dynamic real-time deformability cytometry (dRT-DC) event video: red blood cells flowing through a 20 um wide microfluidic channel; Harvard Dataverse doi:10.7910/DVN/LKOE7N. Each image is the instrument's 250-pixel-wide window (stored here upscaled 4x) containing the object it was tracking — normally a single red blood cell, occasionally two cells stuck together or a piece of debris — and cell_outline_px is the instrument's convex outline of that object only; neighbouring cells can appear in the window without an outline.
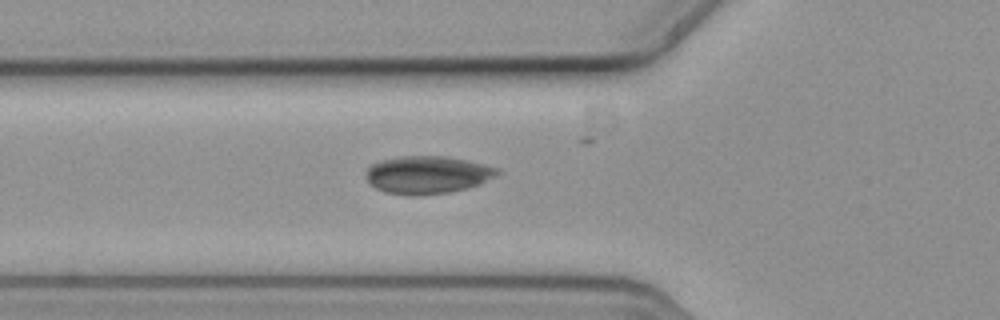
{"species": "common noctule bat (a hibernating species)", "species_latin": "Nyctalus noctula", "temperature_condition": "cold", "stored_images_in_passage": 58, "camera_frame_rate_fps": 3000, "um_per_image_px": 0.085, "animal": {"sex": "female", "body_mass_g": 19.3, "forearm_length_mm": 54.1}, "frame": {"image": 1, "passage_image": 20, "time_ms": 6.333, "image_size_px": [1000, 320], "cell_outline_px": [[500, 172], [480, 184], [468, 188], [448, 192], [416, 196], [412, 196], [384, 192], [376, 188], [368, 180], [364, 172], [368, 164], [380, 160], [396, 156], [448, 156], [468, 160], [500, 168]], "centroid_in_image_um": [36.29, 14.84], "position_along_channel_um": 89.5, "area_um2": 29.25}}
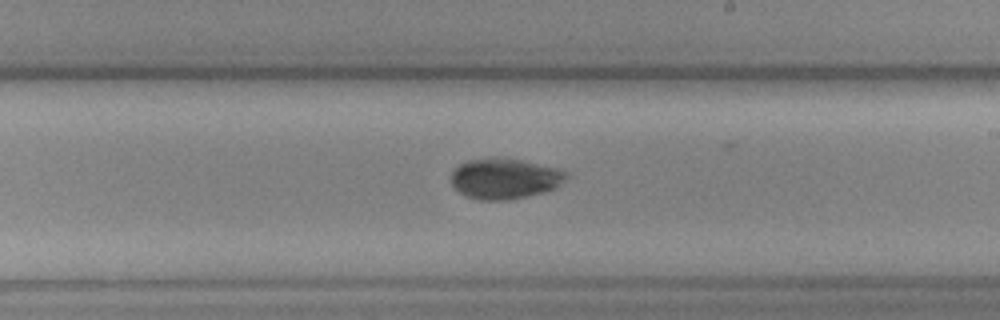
{"frame": {"image": 2, "passage_image": 33, "time_ms": 10.667, "image_size_px": [1000, 320], "cell_outline_px": [[568, 176], [556, 188], [544, 192], [508, 200], [480, 200], [468, 196], [460, 192], [452, 184], [452, 168], [468, 160], [520, 160], [556, 168], [568, 172]], "centroid_in_image_um": [42.91, 15.21], "position_along_channel_um": 246.1, "area_um2": 26.47}}
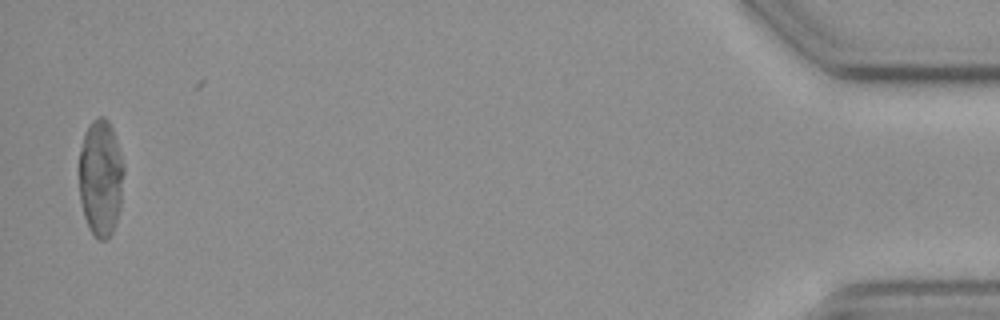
{"frame": {"image": 3, "passage_image": 56, "time_ms": 18.333, "image_size_px": [1000, 320], "cell_outline_px": [[124, 172], [120, 208], [112, 232], [104, 240], [100, 240], [92, 232], [84, 216], [80, 200], [80, 148], [84, 132], [92, 120], [100, 116], [104, 116], [108, 120], [112, 128], [124, 164]], "centroid_in_image_um": [8.56, 15.07], "position_along_channel_um": 426.6, "area_um2": 30.23}}